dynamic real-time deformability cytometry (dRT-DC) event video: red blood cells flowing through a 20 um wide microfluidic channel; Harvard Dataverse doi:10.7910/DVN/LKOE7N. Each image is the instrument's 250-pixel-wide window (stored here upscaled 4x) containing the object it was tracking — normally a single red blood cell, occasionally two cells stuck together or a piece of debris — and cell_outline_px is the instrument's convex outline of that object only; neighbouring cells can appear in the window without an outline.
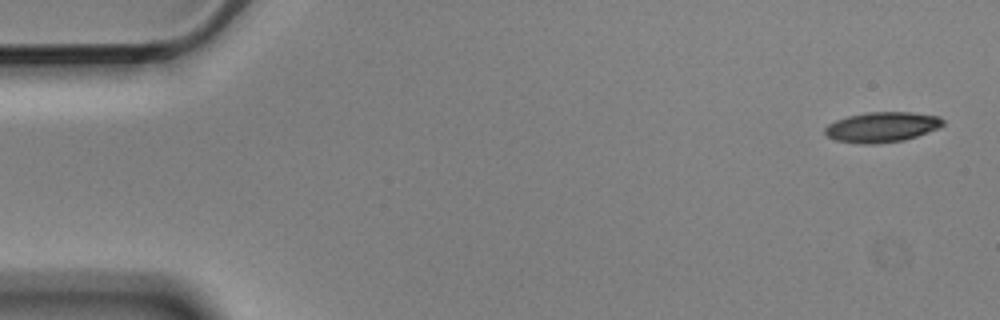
{"species": "Egyptian fruit bat (a non-hibernating species)", "species_latin": "Rousettus aegyptiacus", "temperature_condition": "cold", "stored_images_in_passage": 6, "camera_frame_rate_fps": 3000, "um_per_image_px": 0.085, "animal": {"sex": "male"}, "frame": {"image": 1, "passage_image": 1, "time_ms": 0.0, "image_size_px": [1000, 320], "cell_outline_px": [[944, 124], [936, 128], [916, 136], [904, 140], [876, 144], [864, 144], [836, 140], [828, 136], [824, 132], [824, 128], [828, 124], [836, 120], [848, 116], [868, 112], [912, 112], [940, 116], [944, 120]], "centroid_in_image_um": [74.95, 10.79], "position_along_channel_um": 10.0, "area_um2": 20.63}}
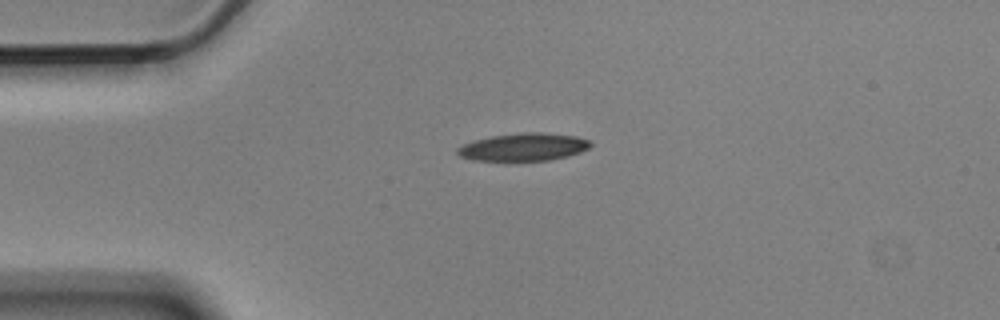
{"frame": {"image": 2, "passage_image": 4, "time_ms": 1.0, "image_size_px": [1000, 320], "cell_outline_px": [[592, 144], [588, 148], [580, 152], [568, 156], [548, 160], [472, 160], [460, 156], [456, 152], [456, 148], [464, 144], [476, 140], [492, 136], [520, 132], [540, 132], [576, 136], [588, 140]], "centroid_in_image_um": [44.5, 12.49], "position_along_channel_um": 40.5, "area_um2": 21.27}}
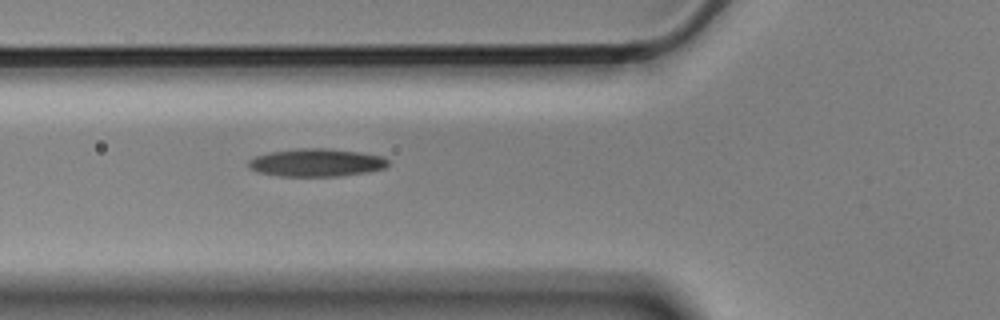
{"frame": {"image": 3, "passage_image": 6, "time_ms": 1.667, "image_size_px": [1000, 320], "cell_outline_px": [[388, 164], [384, 168], [364, 172], [336, 176], [280, 176], [256, 172], [248, 164], [248, 160], [256, 156], [268, 152], [296, 148], [328, 148], [360, 152], [380, 156], [388, 160]], "centroid_in_image_um": [26.84, 13.81], "position_along_channel_um": 99.0, "area_um2": 22.54}}